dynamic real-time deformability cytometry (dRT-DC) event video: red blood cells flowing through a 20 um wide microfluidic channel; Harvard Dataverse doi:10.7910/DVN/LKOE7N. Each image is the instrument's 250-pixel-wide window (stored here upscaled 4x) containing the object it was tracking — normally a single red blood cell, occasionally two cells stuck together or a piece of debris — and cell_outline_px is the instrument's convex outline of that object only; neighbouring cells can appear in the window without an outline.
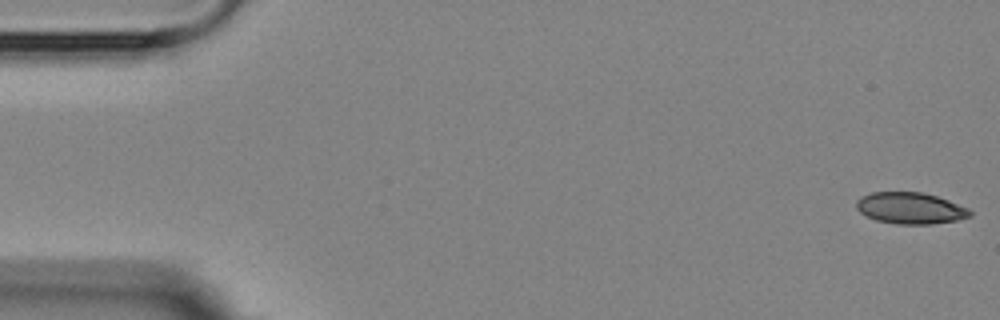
{"species": "Egyptian fruit bat (a non-hibernating species)", "species_latin": "Rousettus aegyptiacus", "temperature_condition": "room temperature", "stored_images_in_passage": 5, "camera_frame_rate_fps": 3000, "um_per_image_px": 0.085, "animal": {"sex": "female"}, "frame": {"image": 1, "passage_image": 1, "time_ms": 0.0, "image_size_px": [1000, 320], "cell_outline_px": [[972, 216], [956, 220], [932, 224], [896, 224], [876, 220], [860, 212], [856, 208], [856, 200], [860, 196], [872, 192], [924, 192], [948, 200], [968, 208], [972, 212]], "centroid_in_image_um": [77.37, 17.69], "position_along_channel_um": 7.6, "area_um2": 20.87}}
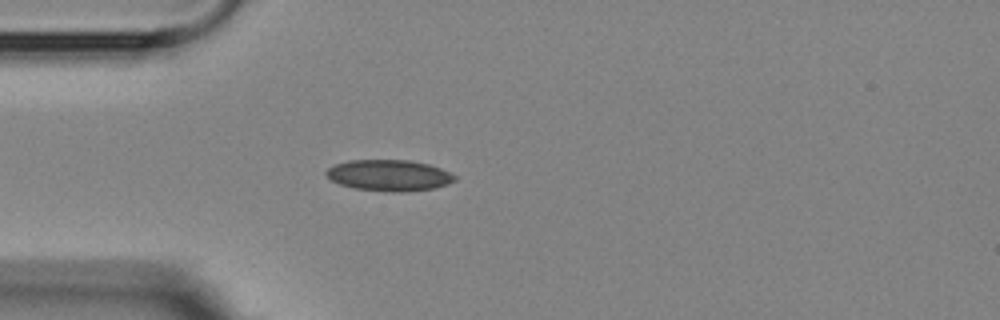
{"frame": {"image": 2, "passage_image": 5, "time_ms": 4.667, "image_size_px": [1000, 320], "cell_outline_px": [[456, 180], [448, 184], [432, 188], [400, 192], [392, 192], [356, 188], [340, 184], [332, 180], [324, 172], [328, 168], [336, 164], [348, 160], [408, 160], [428, 164], [440, 168], [456, 176]], "centroid_in_image_um": [33.07, 14.9], "position_along_channel_um": 51.9, "area_um2": 23.06}}